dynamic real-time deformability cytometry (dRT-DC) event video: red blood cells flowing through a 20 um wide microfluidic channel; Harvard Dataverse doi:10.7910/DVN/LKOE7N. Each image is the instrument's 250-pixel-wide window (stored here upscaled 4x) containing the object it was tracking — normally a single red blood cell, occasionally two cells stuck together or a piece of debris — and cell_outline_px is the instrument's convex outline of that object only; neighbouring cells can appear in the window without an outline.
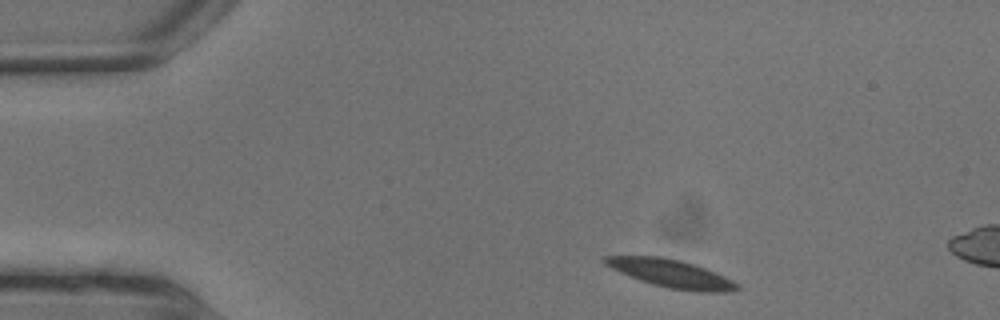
{"species": "common noctule bat (a hibernating species)", "species_latin": "Nyctalus noctula", "temperature_condition": "warm", "stored_images_in_passage": 3, "camera_frame_rate_fps": 3000, "um_per_image_px": 0.085, "animal": {"sex": "male", "body_mass_g": 13.3}, "frame": {"image": 1, "passage_image": 1, "time_ms": 0.0, "image_size_px": [1000, 320], "cell_outline_px": [[732, 288], [684, 288], [664, 284], [648, 280], [636, 276], [612, 264], [608, 260], [620, 256], [628, 256], [672, 260], [708, 272], [732, 284]], "centroid_in_image_um": [56.89, 23.18], "position_along_channel_um": 28.1, "area_um2": 15.72}}